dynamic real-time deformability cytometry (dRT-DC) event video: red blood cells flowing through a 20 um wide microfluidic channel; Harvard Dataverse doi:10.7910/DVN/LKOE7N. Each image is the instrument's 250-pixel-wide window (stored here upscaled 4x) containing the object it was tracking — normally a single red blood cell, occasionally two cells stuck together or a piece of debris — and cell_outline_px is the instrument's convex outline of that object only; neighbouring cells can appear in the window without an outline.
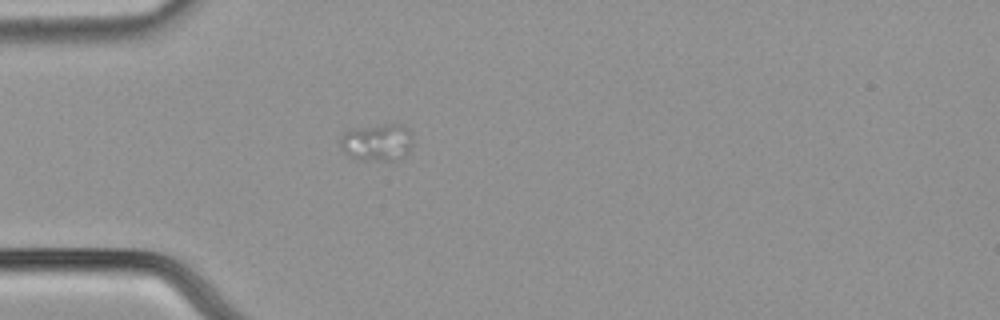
{"species": "common noctule bat (a hibernating species)", "species_latin": "Nyctalus noctula", "temperature_condition": "cold", "stored_images_in_passage": 47, "camera_frame_rate_fps": 3000, "um_per_image_px": 0.085, "animal": {"sex": "male", "body_mass_g": 21.5, "forearm_length_mm": 52.0}, "frame": {"image": 1, "passage_image": 8, "time_ms": 2.333, "image_size_px": [1000, 320], "cell_outline_px": [[412, 144], [404, 156], [392, 160], [364, 160], [352, 156], [344, 152], [340, 144], [340, 136], [344, 132], [352, 128], [384, 124], [400, 124], [408, 128], [412, 136]], "centroid_in_image_um": [32.05, 12.07], "position_along_channel_um": 52.9, "area_um2": 15.66}}
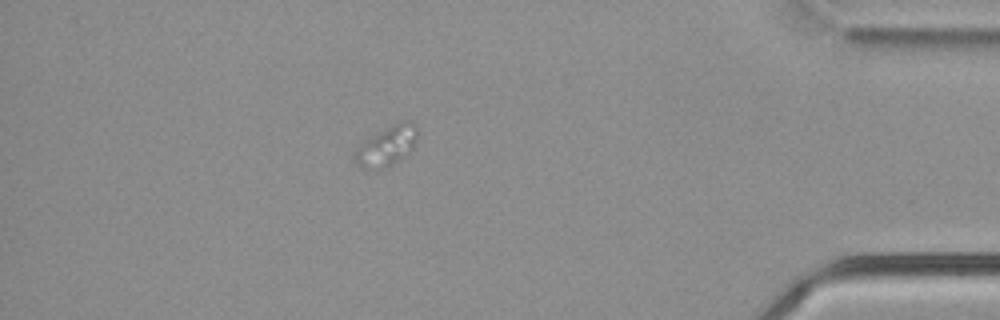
{"frame": {"image": 2, "passage_image": 40, "time_ms": 13.0, "image_size_px": [1000, 320], "cell_outline_px": [[416, 140], [412, 152], [400, 160], [384, 168], [364, 168], [356, 164], [352, 152], [360, 144], [396, 120], [408, 120], [416, 124]], "centroid_in_image_um": [32.89, 12.38], "position_along_channel_um": 402.3, "area_um2": 14.8}}